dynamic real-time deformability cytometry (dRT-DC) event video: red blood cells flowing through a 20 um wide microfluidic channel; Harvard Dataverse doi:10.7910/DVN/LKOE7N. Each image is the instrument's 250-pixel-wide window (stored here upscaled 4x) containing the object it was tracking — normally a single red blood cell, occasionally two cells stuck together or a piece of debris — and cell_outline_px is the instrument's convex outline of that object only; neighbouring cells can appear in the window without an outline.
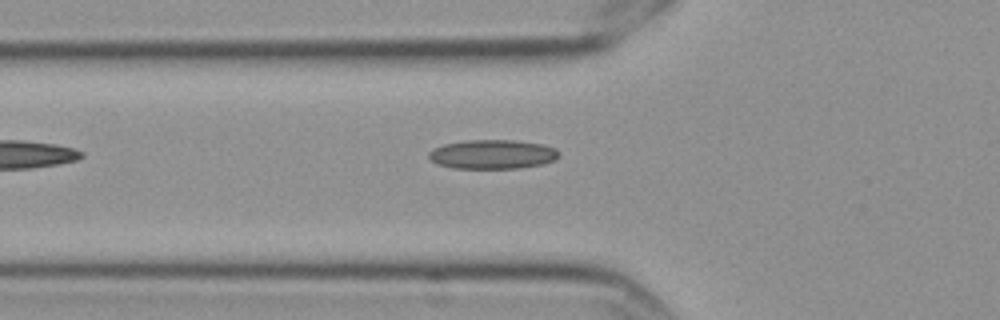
{"species": "Egyptian fruit bat (a non-hibernating species)", "species_latin": "Rousettus aegyptiacus", "temperature_condition": "cold", "stored_images_in_passage": 6, "camera_frame_rate_fps": 3000, "um_per_image_px": 0.085, "frame": {"image": 1, "passage_image": 6, "time_ms": 1.667, "image_size_px": [1000, 320], "cell_outline_px": [[560, 156], [556, 160], [544, 164], [520, 168], [452, 168], [436, 164], [428, 156], [428, 152], [432, 148], [444, 144], [464, 140], [516, 140], [540, 144], [556, 148], [560, 152]], "centroid_in_image_um": [41.87, 13.11], "position_along_channel_um": 83.9, "area_um2": 22.43}}